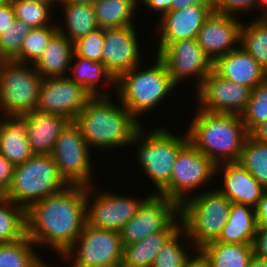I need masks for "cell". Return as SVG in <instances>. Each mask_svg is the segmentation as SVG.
<instances>
[{
    "mask_svg": "<svg viewBox=\"0 0 267 267\" xmlns=\"http://www.w3.org/2000/svg\"><path fill=\"white\" fill-rule=\"evenodd\" d=\"M87 187L68 185L26 210V235L35 245L51 246L61 257L87 223Z\"/></svg>",
    "mask_w": 267,
    "mask_h": 267,
    "instance_id": "1",
    "label": "cell"
},
{
    "mask_svg": "<svg viewBox=\"0 0 267 267\" xmlns=\"http://www.w3.org/2000/svg\"><path fill=\"white\" fill-rule=\"evenodd\" d=\"M110 97L112 95L91 97L75 119L93 150L128 147L141 126L120 101L116 105Z\"/></svg>",
    "mask_w": 267,
    "mask_h": 267,
    "instance_id": "2",
    "label": "cell"
},
{
    "mask_svg": "<svg viewBox=\"0 0 267 267\" xmlns=\"http://www.w3.org/2000/svg\"><path fill=\"white\" fill-rule=\"evenodd\" d=\"M187 128L189 141L216 165L238 162L249 135L240 115L199 108Z\"/></svg>",
    "mask_w": 267,
    "mask_h": 267,
    "instance_id": "3",
    "label": "cell"
},
{
    "mask_svg": "<svg viewBox=\"0 0 267 267\" xmlns=\"http://www.w3.org/2000/svg\"><path fill=\"white\" fill-rule=\"evenodd\" d=\"M155 64L142 69L141 64L116 79L114 93L121 104L139 121L140 115L155 109L177 87L166 64L157 55ZM142 69V70H141ZM139 116V117H138Z\"/></svg>",
    "mask_w": 267,
    "mask_h": 267,
    "instance_id": "4",
    "label": "cell"
},
{
    "mask_svg": "<svg viewBox=\"0 0 267 267\" xmlns=\"http://www.w3.org/2000/svg\"><path fill=\"white\" fill-rule=\"evenodd\" d=\"M198 193L191 194L179 207L182 228L195 249L218 239L232 204L217 188Z\"/></svg>",
    "mask_w": 267,
    "mask_h": 267,
    "instance_id": "5",
    "label": "cell"
},
{
    "mask_svg": "<svg viewBox=\"0 0 267 267\" xmlns=\"http://www.w3.org/2000/svg\"><path fill=\"white\" fill-rule=\"evenodd\" d=\"M140 126L131 144H137L138 164L148 175L158 194L170 181L173 165L179 151L189 142L188 133L183 136L168 131L165 127H155L151 131ZM147 131V132H145ZM146 133V134H145Z\"/></svg>",
    "mask_w": 267,
    "mask_h": 267,
    "instance_id": "6",
    "label": "cell"
},
{
    "mask_svg": "<svg viewBox=\"0 0 267 267\" xmlns=\"http://www.w3.org/2000/svg\"><path fill=\"white\" fill-rule=\"evenodd\" d=\"M68 185L51 154H33L24 163L14 166L12 182L5 196L27 210Z\"/></svg>",
    "mask_w": 267,
    "mask_h": 267,
    "instance_id": "7",
    "label": "cell"
},
{
    "mask_svg": "<svg viewBox=\"0 0 267 267\" xmlns=\"http://www.w3.org/2000/svg\"><path fill=\"white\" fill-rule=\"evenodd\" d=\"M42 80L33 64L13 60L0 61L2 115L23 116L35 111Z\"/></svg>",
    "mask_w": 267,
    "mask_h": 267,
    "instance_id": "8",
    "label": "cell"
},
{
    "mask_svg": "<svg viewBox=\"0 0 267 267\" xmlns=\"http://www.w3.org/2000/svg\"><path fill=\"white\" fill-rule=\"evenodd\" d=\"M124 245L118 231L85 224L74 245L62 256L71 267H121Z\"/></svg>",
    "mask_w": 267,
    "mask_h": 267,
    "instance_id": "9",
    "label": "cell"
},
{
    "mask_svg": "<svg viewBox=\"0 0 267 267\" xmlns=\"http://www.w3.org/2000/svg\"><path fill=\"white\" fill-rule=\"evenodd\" d=\"M216 166L189 141L176 157L169 183L158 194L180 207L193 190H200L199 187L216 177Z\"/></svg>",
    "mask_w": 267,
    "mask_h": 267,
    "instance_id": "10",
    "label": "cell"
},
{
    "mask_svg": "<svg viewBox=\"0 0 267 267\" xmlns=\"http://www.w3.org/2000/svg\"><path fill=\"white\" fill-rule=\"evenodd\" d=\"M91 148L75 121H70L56 140L52 157L69 185L92 186Z\"/></svg>",
    "mask_w": 267,
    "mask_h": 267,
    "instance_id": "11",
    "label": "cell"
},
{
    "mask_svg": "<svg viewBox=\"0 0 267 267\" xmlns=\"http://www.w3.org/2000/svg\"><path fill=\"white\" fill-rule=\"evenodd\" d=\"M178 215L179 206L174 201L161 194H147L136 215L119 231L123 245L139 242L163 231Z\"/></svg>",
    "mask_w": 267,
    "mask_h": 267,
    "instance_id": "12",
    "label": "cell"
},
{
    "mask_svg": "<svg viewBox=\"0 0 267 267\" xmlns=\"http://www.w3.org/2000/svg\"><path fill=\"white\" fill-rule=\"evenodd\" d=\"M95 188L92 186L87 187L86 217L88 225L99 229L119 232L136 215L140 204L146 198L121 196V194L117 195L107 190L104 192L97 190L91 203L89 199L92 198L89 197H92V192L95 191Z\"/></svg>",
    "mask_w": 267,
    "mask_h": 267,
    "instance_id": "13",
    "label": "cell"
},
{
    "mask_svg": "<svg viewBox=\"0 0 267 267\" xmlns=\"http://www.w3.org/2000/svg\"><path fill=\"white\" fill-rule=\"evenodd\" d=\"M158 56L166 64L175 85H179L188 77L195 76L198 89L207 75L213 71V61L205 54L196 39L171 42Z\"/></svg>",
    "mask_w": 267,
    "mask_h": 267,
    "instance_id": "14",
    "label": "cell"
},
{
    "mask_svg": "<svg viewBox=\"0 0 267 267\" xmlns=\"http://www.w3.org/2000/svg\"><path fill=\"white\" fill-rule=\"evenodd\" d=\"M90 98L89 93L68 76L47 78L40 85L35 110L75 121Z\"/></svg>",
    "mask_w": 267,
    "mask_h": 267,
    "instance_id": "15",
    "label": "cell"
},
{
    "mask_svg": "<svg viewBox=\"0 0 267 267\" xmlns=\"http://www.w3.org/2000/svg\"><path fill=\"white\" fill-rule=\"evenodd\" d=\"M250 93L249 87L226 80L213 70L196 89V101L206 112L241 115Z\"/></svg>",
    "mask_w": 267,
    "mask_h": 267,
    "instance_id": "16",
    "label": "cell"
},
{
    "mask_svg": "<svg viewBox=\"0 0 267 267\" xmlns=\"http://www.w3.org/2000/svg\"><path fill=\"white\" fill-rule=\"evenodd\" d=\"M134 27L104 29L102 63L115 79L141 64L140 41Z\"/></svg>",
    "mask_w": 267,
    "mask_h": 267,
    "instance_id": "17",
    "label": "cell"
},
{
    "mask_svg": "<svg viewBox=\"0 0 267 267\" xmlns=\"http://www.w3.org/2000/svg\"><path fill=\"white\" fill-rule=\"evenodd\" d=\"M238 19L215 11L205 19L196 40L213 63L239 47L242 21Z\"/></svg>",
    "mask_w": 267,
    "mask_h": 267,
    "instance_id": "18",
    "label": "cell"
},
{
    "mask_svg": "<svg viewBox=\"0 0 267 267\" xmlns=\"http://www.w3.org/2000/svg\"><path fill=\"white\" fill-rule=\"evenodd\" d=\"M213 11V4L188 5L183 9L168 11L157 25L158 37L157 55L171 42L183 39H196L205 19Z\"/></svg>",
    "mask_w": 267,
    "mask_h": 267,
    "instance_id": "19",
    "label": "cell"
},
{
    "mask_svg": "<svg viewBox=\"0 0 267 267\" xmlns=\"http://www.w3.org/2000/svg\"><path fill=\"white\" fill-rule=\"evenodd\" d=\"M222 171L224 187L218 186L217 190L233 203L247 204L255 208L266 191L259 181L239 162L218 164L216 174Z\"/></svg>",
    "mask_w": 267,
    "mask_h": 267,
    "instance_id": "20",
    "label": "cell"
},
{
    "mask_svg": "<svg viewBox=\"0 0 267 267\" xmlns=\"http://www.w3.org/2000/svg\"><path fill=\"white\" fill-rule=\"evenodd\" d=\"M213 70L224 79L243 84L251 90L267 78V72L240 45L218 58Z\"/></svg>",
    "mask_w": 267,
    "mask_h": 267,
    "instance_id": "21",
    "label": "cell"
},
{
    "mask_svg": "<svg viewBox=\"0 0 267 267\" xmlns=\"http://www.w3.org/2000/svg\"><path fill=\"white\" fill-rule=\"evenodd\" d=\"M25 117L27 137L33 154H52L57 138L71 121L59 114L37 110Z\"/></svg>",
    "mask_w": 267,
    "mask_h": 267,
    "instance_id": "22",
    "label": "cell"
},
{
    "mask_svg": "<svg viewBox=\"0 0 267 267\" xmlns=\"http://www.w3.org/2000/svg\"><path fill=\"white\" fill-rule=\"evenodd\" d=\"M179 224V225H178ZM182 227L180 214L163 230L124 246L121 267H152L165 243Z\"/></svg>",
    "mask_w": 267,
    "mask_h": 267,
    "instance_id": "23",
    "label": "cell"
},
{
    "mask_svg": "<svg viewBox=\"0 0 267 267\" xmlns=\"http://www.w3.org/2000/svg\"><path fill=\"white\" fill-rule=\"evenodd\" d=\"M0 154L14 166L24 163L33 155L27 137L25 115H5L1 121Z\"/></svg>",
    "mask_w": 267,
    "mask_h": 267,
    "instance_id": "24",
    "label": "cell"
},
{
    "mask_svg": "<svg viewBox=\"0 0 267 267\" xmlns=\"http://www.w3.org/2000/svg\"><path fill=\"white\" fill-rule=\"evenodd\" d=\"M73 53V43L57 32L33 66L43 79L68 76Z\"/></svg>",
    "mask_w": 267,
    "mask_h": 267,
    "instance_id": "25",
    "label": "cell"
},
{
    "mask_svg": "<svg viewBox=\"0 0 267 267\" xmlns=\"http://www.w3.org/2000/svg\"><path fill=\"white\" fill-rule=\"evenodd\" d=\"M258 229L255 208L233 203L225 226L216 241L221 243H253Z\"/></svg>",
    "mask_w": 267,
    "mask_h": 267,
    "instance_id": "26",
    "label": "cell"
},
{
    "mask_svg": "<svg viewBox=\"0 0 267 267\" xmlns=\"http://www.w3.org/2000/svg\"><path fill=\"white\" fill-rule=\"evenodd\" d=\"M73 60L75 61L74 63H72ZM71 64L69 69L72 70L71 74L73 76L71 77L69 74V78L81 85L91 97L111 95L105 90L102 91L98 86L100 80L107 85L106 87L116 86V79L102 62H93L87 58L73 55Z\"/></svg>",
    "mask_w": 267,
    "mask_h": 267,
    "instance_id": "27",
    "label": "cell"
},
{
    "mask_svg": "<svg viewBox=\"0 0 267 267\" xmlns=\"http://www.w3.org/2000/svg\"><path fill=\"white\" fill-rule=\"evenodd\" d=\"M61 5L65 24L57 21L58 32L74 43L89 32L96 30L99 25L92 4L58 3ZM59 24V25H58Z\"/></svg>",
    "mask_w": 267,
    "mask_h": 267,
    "instance_id": "28",
    "label": "cell"
},
{
    "mask_svg": "<svg viewBox=\"0 0 267 267\" xmlns=\"http://www.w3.org/2000/svg\"><path fill=\"white\" fill-rule=\"evenodd\" d=\"M139 0H96L92 6L99 27L117 28L134 25Z\"/></svg>",
    "mask_w": 267,
    "mask_h": 267,
    "instance_id": "29",
    "label": "cell"
},
{
    "mask_svg": "<svg viewBox=\"0 0 267 267\" xmlns=\"http://www.w3.org/2000/svg\"><path fill=\"white\" fill-rule=\"evenodd\" d=\"M201 249L212 267H249L254 256L253 243L210 242Z\"/></svg>",
    "mask_w": 267,
    "mask_h": 267,
    "instance_id": "30",
    "label": "cell"
},
{
    "mask_svg": "<svg viewBox=\"0 0 267 267\" xmlns=\"http://www.w3.org/2000/svg\"><path fill=\"white\" fill-rule=\"evenodd\" d=\"M26 236V210L6 196H0V243L18 241Z\"/></svg>",
    "mask_w": 267,
    "mask_h": 267,
    "instance_id": "31",
    "label": "cell"
},
{
    "mask_svg": "<svg viewBox=\"0 0 267 267\" xmlns=\"http://www.w3.org/2000/svg\"><path fill=\"white\" fill-rule=\"evenodd\" d=\"M240 46L267 72V20L258 19L242 23Z\"/></svg>",
    "mask_w": 267,
    "mask_h": 267,
    "instance_id": "32",
    "label": "cell"
},
{
    "mask_svg": "<svg viewBox=\"0 0 267 267\" xmlns=\"http://www.w3.org/2000/svg\"><path fill=\"white\" fill-rule=\"evenodd\" d=\"M267 191V143L247 136L238 161Z\"/></svg>",
    "mask_w": 267,
    "mask_h": 267,
    "instance_id": "33",
    "label": "cell"
},
{
    "mask_svg": "<svg viewBox=\"0 0 267 267\" xmlns=\"http://www.w3.org/2000/svg\"><path fill=\"white\" fill-rule=\"evenodd\" d=\"M34 246L27 235L15 242L0 243V267H33L41 258Z\"/></svg>",
    "mask_w": 267,
    "mask_h": 267,
    "instance_id": "34",
    "label": "cell"
},
{
    "mask_svg": "<svg viewBox=\"0 0 267 267\" xmlns=\"http://www.w3.org/2000/svg\"><path fill=\"white\" fill-rule=\"evenodd\" d=\"M58 32L57 26L31 28L25 36L18 55L13 61L34 64L41 56L50 39Z\"/></svg>",
    "mask_w": 267,
    "mask_h": 267,
    "instance_id": "35",
    "label": "cell"
},
{
    "mask_svg": "<svg viewBox=\"0 0 267 267\" xmlns=\"http://www.w3.org/2000/svg\"><path fill=\"white\" fill-rule=\"evenodd\" d=\"M14 10L16 19L21 20L30 28L43 26H57L55 21L51 22V7L47 3L28 1V0H9ZM51 22V23H50Z\"/></svg>",
    "mask_w": 267,
    "mask_h": 267,
    "instance_id": "36",
    "label": "cell"
},
{
    "mask_svg": "<svg viewBox=\"0 0 267 267\" xmlns=\"http://www.w3.org/2000/svg\"><path fill=\"white\" fill-rule=\"evenodd\" d=\"M181 236V237H180ZM184 236V237H183ZM184 239H183V238ZM185 241L183 244L181 239ZM187 239V240H185ZM181 240V241H180ZM181 243H180V242ZM187 247L194 248L192 242L188 239L186 231L181 227L162 247L159 251L158 255L156 256L152 267H183L184 262L189 255V249H184L185 244ZM183 245V246H182ZM187 250H189L187 252Z\"/></svg>",
    "mask_w": 267,
    "mask_h": 267,
    "instance_id": "37",
    "label": "cell"
},
{
    "mask_svg": "<svg viewBox=\"0 0 267 267\" xmlns=\"http://www.w3.org/2000/svg\"><path fill=\"white\" fill-rule=\"evenodd\" d=\"M240 116L248 132L267 120V78L251 90L247 106Z\"/></svg>",
    "mask_w": 267,
    "mask_h": 267,
    "instance_id": "38",
    "label": "cell"
},
{
    "mask_svg": "<svg viewBox=\"0 0 267 267\" xmlns=\"http://www.w3.org/2000/svg\"><path fill=\"white\" fill-rule=\"evenodd\" d=\"M31 28L19 19L0 34V61L13 60L19 53L25 36Z\"/></svg>",
    "mask_w": 267,
    "mask_h": 267,
    "instance_id": "39",
    "label": "cell"
},
{
    "mask_svg": "<svg viewBox=\"0 0 267 267\" xmlns=\"http://www.w3.org/2000/svg\"><path fill=\"white\" fill-rule=\"evenodd\" d=\"M104 28L98 27L73 43V55L87 58L93 62H102Z\"/></svg>",
    "mask_w": 267,
    "mask_h": 267,
    "instance_id": "40",
    "label": "cell"
},
{
    "mask_svg": "<svg viewBox=\"0 0 267 267\" xmlns=\"http://www.w3.org/2000/svg\"><path fill=\"white\" fill-rule=\"evenodd\" d=\"M255 2L256 0H213V11L236 16L240 11L249 13L254 10Z\"/></svg>",
    "mask_w": 267,
    "mask_h": 267,
    "instance_id": "41",
    "label": "cell"
},
{
    "mask_svg": "<svg viewBox=\"0 0 267 267\" xmlns=\"http://www.w3.org/2000/svg\"><path fill=\"white\" fill-rule=\"evenodd\" d=\"M14 165L0 154V196H5L13 178Z\"/></svg>",
    "mask_w": 267,
    "mask_h": 267,
    "instance_id": "42",
    "label": "cell"
},
{
    "mask_svg": "<svg viewBox=\"0 0 267 267\" xmlns=\"http://www.w3.org/2000/svg\"><path fill=\"white\" fill-rule=\"evenodd\" d=\"M254 255L267 260V226L258 227L253 241Z\"/></svg>",
    "mask_w": 267,
    "mask_h": 267,
    "instance_id": "43",
    "label": "cell"
},
{
    "mask_svg": "<svg viewBox=\"0 0 267 267\" xmlns=\"http://www.w3.org/2000/svg\"><path fill=\"white\" fill-rule=\"evenodd\" d=\"M196 255L192 256L188 255L183 267H212L209 257L205 254V252L201 248H197Z\"/></svg>",
    "mask_w": 267,
    "mask_h": 267,
    "instance_id": "44",
    "label": "cell"
},
{
    "mask_svg": "<svg viewBox=\"0 0 267 267\" xmlns=\"http://www.w3.org/2000/svg\"><path fill=\"white\" fill-rule=\"evenodd\" d=\"M15 19L16 16L10 1L0 7V34L7 30L15 22Z\"/></svg>",
    "mask_w": 267,
    "mask_h": 267,
    "instance_id": "45",
    "label": "cell"
},
{
    "mask_svg": "<svg viewBox=\"0 0 267 267\" xmlns=\"http://www.w3.org/2000/svg\"><path fill=\"white\" fill-rule=\"evenodd\" d=\"M142 1L143 6L146 5V8L154 10V12H161L162 17L168 11H171L172 0H139Z\"/></svg>",
    "mask_w": 267,
    "mask_h": 267,
    "instance_id": "46",
    "label": "cell"
},
{
    "mask_svg": "<svg viewBox=\"0 0 267 267\" xmlns=\"http://www.w3.org/2000/svg\"><path fill=\"white\" fill-rule=\"evenodd\" d=\"M256 219L258 227L267 226V191L264 192L262 198L255 207Z\"/></svg>",
    "mask_w": 267,
    "mask_h": 267,
    "instance_id": "47",
    "label": "cell"
},
{
    "mask_svg": "<svg viewBox=\"0 0 267 267\" xmlns=\"http://www.w3.org/2000/svg\"><path fill=\"white\" fill-rule=\"evenodd\" d=\"M249 135L256 141L267 143V120L255 126Z\"/></svg>",
    "mask_w": 267,
    "mask_h": 267,
    "instance_id": "48",
    "label": "cell"
},
{
    "mask_svg": "<svg viewBox=\"0 0 267 267\" xmlns=\"http://www.w3.org/2000/svg\"><path fill=\"white\" fill-rule=\"evenodd\" d=\"M194 4H213V0H172L171 10L176 11Z\"/></svg>",
    "mask_w": 267,
    "mask_h": 267,
    "instance_id": "49",
    "label": "cell"
},
{
    "mask_svg": "<svg viewBox=\"0 0 267 267\" xmlns=\"http://www.w3.org/2000/svg\"><path fill=\"white\" fill-rule=\"evenodd\" d=\"M249 267H267V260L254 255L250 261Z\"/></svg>",
    "mask_w": 267,
    "mask_h": 267,
    "instance_id": "50",
    "label": "cell"
},
{
    "mask_svg": "<svg viewBox=\"0 0 267 267\" xmlns=\"http://www.w3.org/2000/svg\"><path fill=\"white\" fill-rule=\"evenodd\" d=\"M255 6H259L262 8V16L261 18H264L267 15V0H256Z\"/></svg>",
    "mask_w": 267,
    "mask_h": 267,
    "instance_id": "51",
    "label": "cell"
},
{
    "mask_svg": "<svg viewBox=\"0 0 267 267\" xmlns=\"http://www.w3.org/2000/svg\"><path fill=\"white\" fill-rule=\"evenodd\" d=\"M96 0H58V3H82L93 4Z\"/></svg>",
    "mask_w": 267,
    "mask_h": 267,
    "instance_id": "52",
    "label": "cell"
},
{
    "mask_svg": "<svg viewBox=\"0 0 267 267\" xmlns=\"http://www.w3.org/2000/svg\"><path fill=\"white\" fill-rule=\"evenodd\" d=\"M28 1H35V2L47 3L49 5H52V7H54L55 5H57L55 2L58 3V0H28Z\"/></svg>",
    "mask_w": 267,
    "mask_h": 267,
    "instance_id": "53",
    "label": "cell"
},
{
    "mask_svg": "<svg viewBox=\"0 0 267 267\" xmlns=\"http://www.w3.org/2000/svg\"><path fill=\"white\" fill-rule=\"evenodd\" d=\"M33 267H51V265H47V263L43 261L42 257L41 259L33 266ZM54 267V266H52Z\"/></svg>",
    "mask_w": 267,
    "mask_h": 267,
    "instance_id": "54",
    "label": "cell"
},
{
    "mask_svg": "<svg viewBox=\"0 0 267 267\" xmlns=\"http://www.w3.org/2000/svg\"><path fill=\"white\" fill-rule=\"evenodd\" d=\"M8 2H9V0H0V7L4 6Z\"/></svg>",
    "mask_w": 267,
    "mask_h": 267,
    "instance_id": "55",
    "label": "cell"
},
{
    "mask_svg": "<svg viewBox=\"0 0 267 267\" xmlns=\"http://www.w3.org/2000/svg\"><path fill=\"white\" fill-rule=\"evenodd\" d=\"M0 111H1V112H0V115H1V113H3V112H2L1 109H0ZM2 120H3V118H0V121H2ZM0 125H1V122H0Z\"/></svg>",
    "mask_w": 267,
    "mask_h": 267,
    "instance_id": "56",
    "label": "cell"
}]
</instances>
